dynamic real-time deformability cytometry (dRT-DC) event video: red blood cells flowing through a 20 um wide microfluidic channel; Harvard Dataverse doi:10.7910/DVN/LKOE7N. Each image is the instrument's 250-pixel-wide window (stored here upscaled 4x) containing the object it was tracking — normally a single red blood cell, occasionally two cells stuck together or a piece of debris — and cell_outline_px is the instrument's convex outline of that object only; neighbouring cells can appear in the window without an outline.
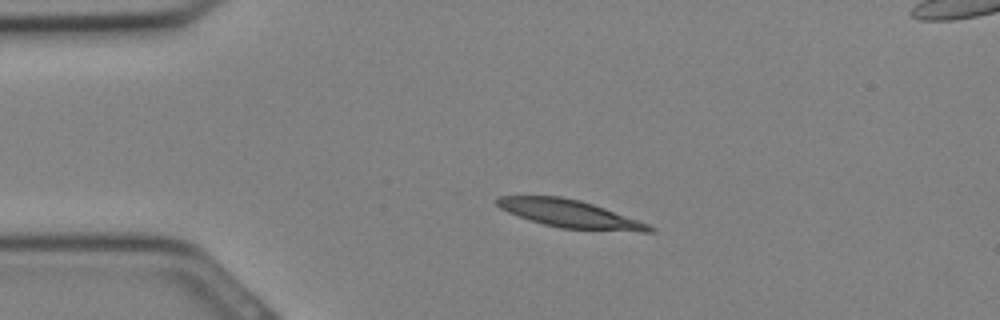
{"species": "Egyptian fruit bat (a non-hibernating species)", "species_latin": "Rousettus aegyptiacus", "temperature_condition": "cold", "stored_images_in_passage": 27, "segment_of_instrument_passage": [1, 2], "camera_frame_rate_fps": 3000, "um_per_image_px": 0.085, "animal": {"sex": "female"}, "frame": {"image": 1, "passage_image": 1, "time_ms": 0.0, "image_size_px": [1000, 320], "cell_outline_px": [[656, 232], [640, 232], [560, 228], [544, 224], [508, 212], [500, 208], [496, 204], [496, 196], [560, 196], [580, 200], [604, 208], [648, 224], [656, 228]], "centroid_in_image_um": [48.45, 18.18], "position_along_channel_um": 36.5, "area_um2": 24.33}}
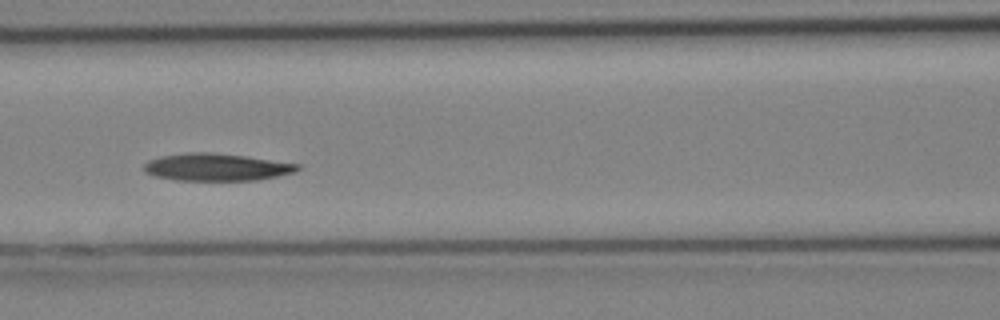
{"frame": {"image": 2, "passage_image": 8, "time_ms": 2.333, "image_size_px": [1000, 320], "cell_outline_px": [[300, 168], [296, 172], [256, 180], [176, 180], [156, 176], [144, 172], [144, 164], [148, 160], [160, 156], [188, 152], [212, 152], [248, 156], [300, 164]], "centroid_in_image_um": [18.4, 14.19], "position_along_channel_um": 148.2, "area_um2": 24.57}}
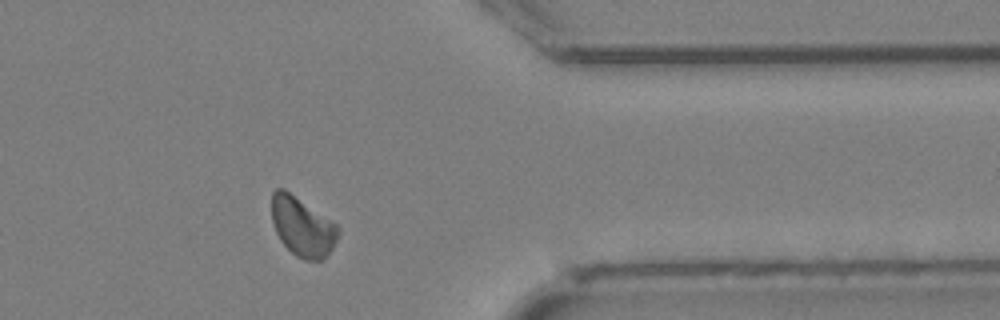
{"frame": {"image": 3, "passage_image": 20, "time_ms": 6.333, "image_size_px": [1000, 320], "cell_outline_px": [[340, 232], [332, 248], [324, 260], [304, 260], [296, 256], [280, 240], [276, 232], [272, 220], [272, 192], [276, 188], [284, 188], [336, 224], [340, 228]], "centroid_in_image_um": [25.7, 19.28], "position_along_channel_um": 385.7, "area_um2": 22.77}}